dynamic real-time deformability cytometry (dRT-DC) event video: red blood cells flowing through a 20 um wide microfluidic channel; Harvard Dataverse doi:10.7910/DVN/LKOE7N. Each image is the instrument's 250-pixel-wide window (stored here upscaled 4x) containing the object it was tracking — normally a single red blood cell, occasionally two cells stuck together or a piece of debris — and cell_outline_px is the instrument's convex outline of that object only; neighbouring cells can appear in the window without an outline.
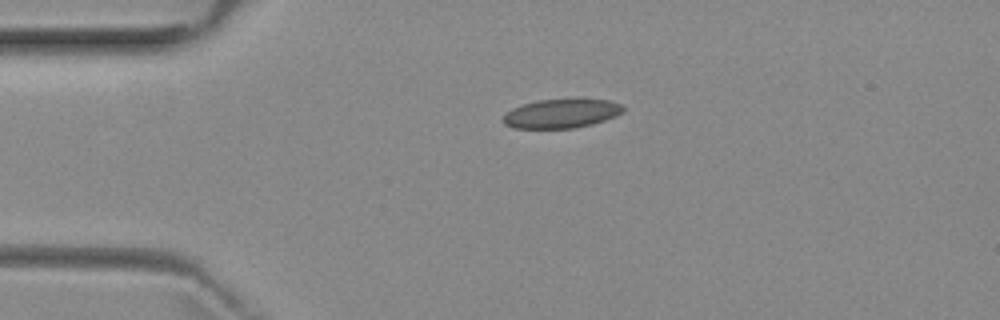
{"species": "common noctule bat (a hibernating species)", "species_latin": "Nyctalus noctula", "temperature_condition": "room temperature", "stored_images_in_passage": 1, "camera_frame_rate_fps": 3000, "um_per_image_px": 0.085, "animal": {"sex": "female", "body_mass_g": 29.2, "forearm_length_mm": 56.3}, "frame": {"image": 1, "passage_image": 1, "time_ms": 0.0, "image_size_px": [1000, 320], "cell_outline_px": [[624, 112], [616, 116], [592, 124], [572, 128], [512, 128], [504, 124], [500, 120], [512, 108], [536, 100], [608, 100], [624, 104]], "centroid_in_image_um": [47.72, 9.66], "position_along_channel_um": 37.3, "area_um2": 20.17}}